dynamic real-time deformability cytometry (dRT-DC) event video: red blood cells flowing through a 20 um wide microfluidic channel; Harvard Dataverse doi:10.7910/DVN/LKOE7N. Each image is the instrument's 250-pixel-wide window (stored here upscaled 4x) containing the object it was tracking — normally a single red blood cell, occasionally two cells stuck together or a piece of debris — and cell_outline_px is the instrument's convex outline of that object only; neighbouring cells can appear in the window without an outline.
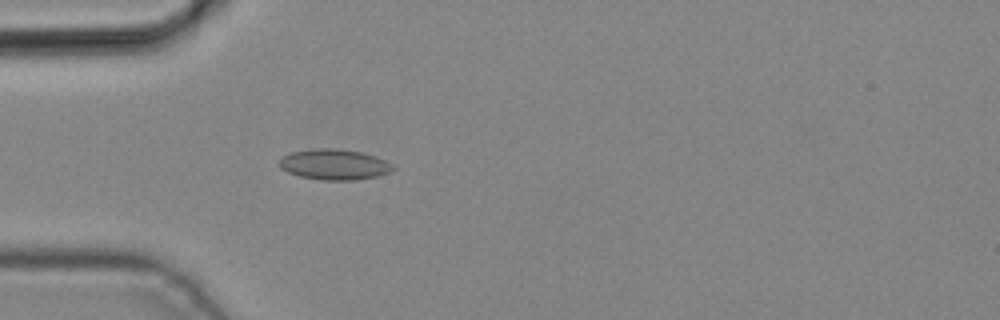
{"species": "common noctule bat (a hibernating species)", "species_latin": "Nyctalus noctula", "temperature_condition": "cold", "stored_images_in_passage": 4, "camera_frame_rate_fps": 3000, "um_per_image_px": 0.085, "animal": {"sex": "male", "body_mass_g": 19.2, "forearm_length_mm": 51.8}, "frame": {"image": 1, "passage_image": 4, "time_ms": 1.0, "image_size_px": [1000, 320], "cell_outline_px": [[396, 168], [388, 172], [376, 176], [356, 180], [324, 180], [300, 176], [288, 172], [280, 168], [280, 160], [284, 156], [292, 152], [316, 148], [336, 148], [360, 152], [376, 156], [392, 164]], "centroid_in_image_um": [28.42, 13.98], "position_along_channel_um": 56.6, "area_um2": 20.06}}